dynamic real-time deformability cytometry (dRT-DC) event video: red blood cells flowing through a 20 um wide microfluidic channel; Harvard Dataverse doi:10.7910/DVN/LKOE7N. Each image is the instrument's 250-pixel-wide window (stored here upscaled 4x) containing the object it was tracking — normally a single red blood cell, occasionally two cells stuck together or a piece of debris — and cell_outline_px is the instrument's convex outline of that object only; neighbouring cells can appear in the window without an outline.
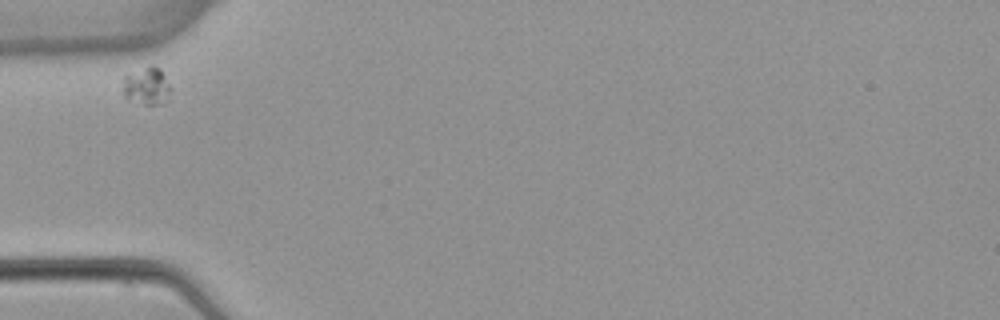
{"species": "common noctule bat (a hibernating species)", "species_latin": "Nyctalus noctula", "temperature_condition": "warm", "stored_images_in_passage": 9, "camera_frame_rate_fps": 3000, "um_per_image_px": 0.085, "animal": {"sex": "female", "body_mass_g": 22.7, "forearm_length_mm": 54.2}, "frame": {"image": 1, "passage_image": 1, "time_ms": 0.0, "image_size_px": [1000, 320], "cell_outline_px": [[172, 88], [168, 100], [164, 104], [144, 104], [124, 96], [124, 76], [148, 64], [152, 64], [160, 68]], "centroid_in_image_um": [12.54, 7.28], "position_along_channel_um": 72.5, "area_um2": 10.58}}
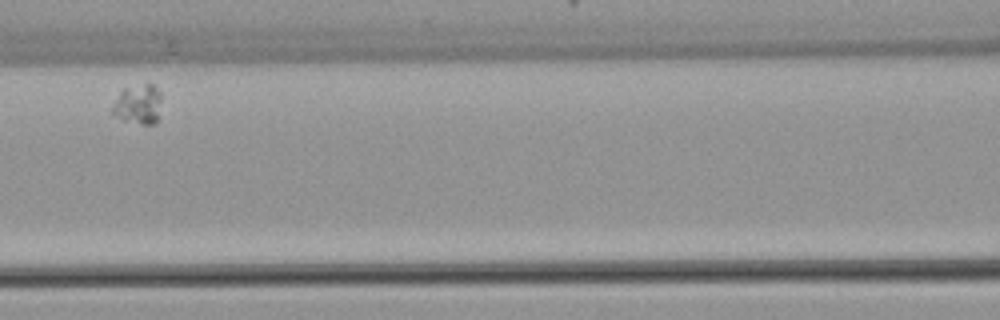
{"frame": {"image": 2, "passage_image": 3, "time_ms": 2.667, "image_size_px": [1000, 320], "cell_outline_px": [[160, 100], [156, 124], [140, 124], [124, 120], [112, 112], [112, 104], [120, 92], [124, 88], [148, 80], [160, 92]], "centroid_in_image_um": [11.74, 8.81], "position_along_channel_um": 154.9, "area_um2": 11.44}}
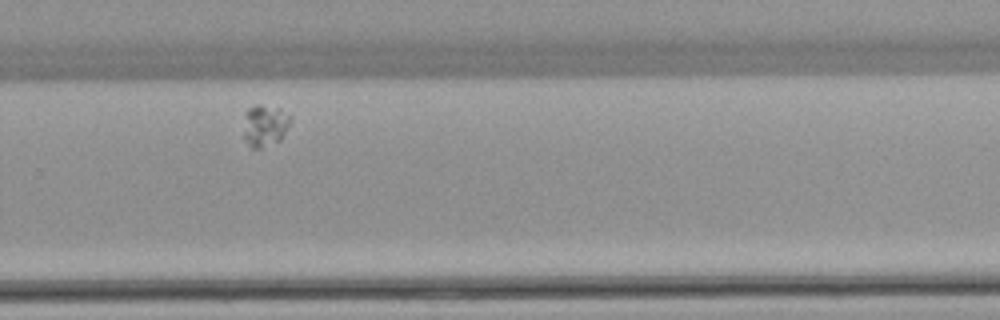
{"frame": {"image": 3, "passage_image": 7, "time_ms": 7.333, "image_size_px": [1000, 320], "cell_outline_px": [[292, 120], [280, 140], [260, 148], [252, 148], [244, 136], [244, 112], [248, 108], [256, 104], [260, 104], [280, 108], [292, 116]], "centroid_in_image_um": [22.53, 10.62], "position_along_channel_um": 307.3, "area_um2": 11.5}}